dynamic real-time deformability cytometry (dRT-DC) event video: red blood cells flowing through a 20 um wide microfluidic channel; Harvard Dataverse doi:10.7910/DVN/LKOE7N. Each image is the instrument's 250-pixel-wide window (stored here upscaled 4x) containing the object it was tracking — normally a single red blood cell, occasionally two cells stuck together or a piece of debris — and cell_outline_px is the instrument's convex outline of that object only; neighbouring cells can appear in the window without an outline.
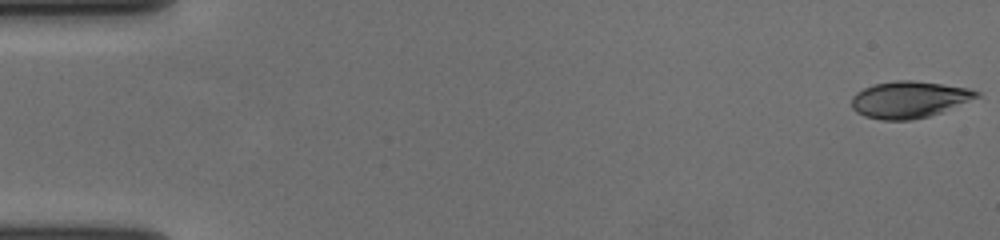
{"species": "human", "species_latin": "Homo sapiens", "temperature_condition": "cold", "stored_images_in_passage": 58, "camera_frame_rate_fps": 3000, "um_per_image_px": 0.085, "donor": {"sex": "female"}, "frame": {"image": 1, "passage_image": 1, "time_ms": 0.0, "image_size_px": [1000, 240], "cell_outline_px": [[984, 96], [940, 112], [928, 116], [912, 120], [880, 120], [864, 116], [856, 112], [852, 108], [852, 96], [856, 92], [872, 84], [896, 80], [912, 80], [968, 88], [980, 92]], "centroid_in_image_um": [77.28, 8.46], "position_along_channel_um": 7.7, "area_um2": 26.88}}
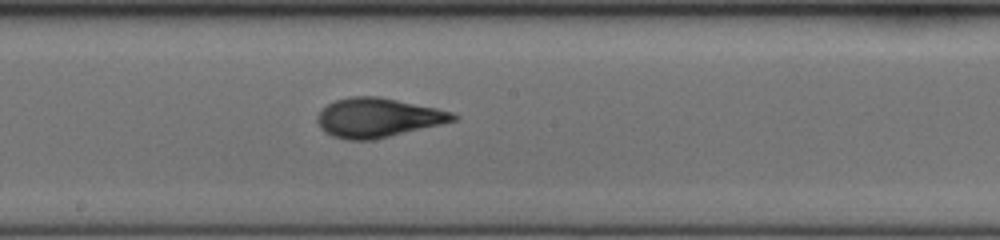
{"frame": {"image": 2, "passage_image": 32, "time_ms": 10.333, "image_size_px": [1000, 240], "cell_outline_px": [[460, 116], [456, 120], [440, 124], [372, 140], [348, 140], [332, 136], [324, 132], [320, 128], [316, 120], [316, 116], [328, 104], [336, 100], [348, 96], [380, 96], [436, 108], [452, 112]], "centroid_in_image_um": [32.09, 9.99], "position_along_channel_um": 216.1, "area_um2": 30.98}}
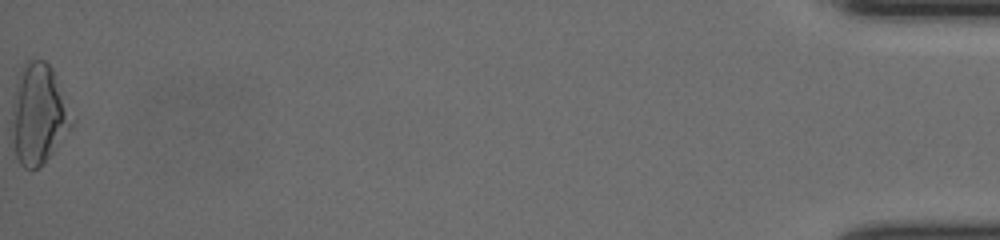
{"frame": {"image": 3, "passage_image": 58, "time_ms": 19.0, "image_size_px": [1000, 240], "cell_outline_px": [[76, 120], [44, 164], [36, 168], [24, 168], [20, 164], [16, 156], [12, 140], [12, 100], [16, 76], [24, 64], [28, 60], [44, 60], [52, 68]], "centroid_in_image_um": [3.27, 9.69], "position_along_channel_um": 431.9, "area_um2": 35.37}, "authors_computed_cell_mechanics": {"area_um2": 29.767, "velocity_mm_per_s": 3.663, "shape_relaxation_time_tau1_ms": 4.665, "shape_relaxation_time_tau2_ms": 0.94, "deformation_change_tau1": 0.1874, "deformation_change_tau2": 0.0641}}